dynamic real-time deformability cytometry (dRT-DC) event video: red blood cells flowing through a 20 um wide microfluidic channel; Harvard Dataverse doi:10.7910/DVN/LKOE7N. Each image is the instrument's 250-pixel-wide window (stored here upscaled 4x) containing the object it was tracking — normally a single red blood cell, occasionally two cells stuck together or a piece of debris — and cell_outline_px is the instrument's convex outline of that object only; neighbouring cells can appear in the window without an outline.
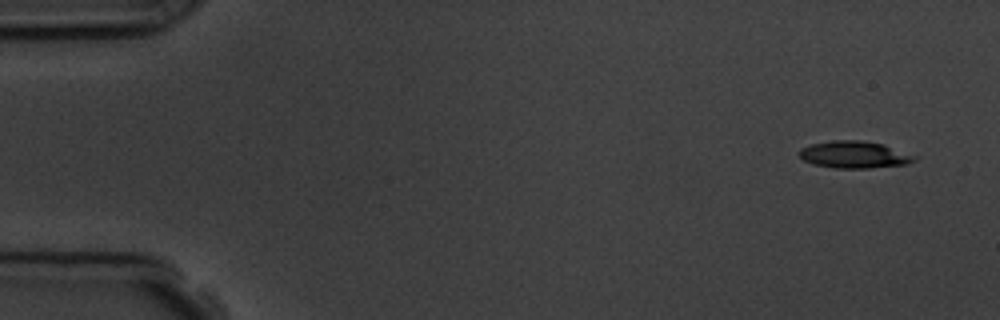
{"species": "common noctule bat (a hibernating species)", "species_latin": "Nyctalus noctula", "temperature_condition": "room temperature", "stored_images_in_passage": 5, "camera_frame_rate_fps": 3000, "um_per_image_px": 0.085, "animal": {"sex": "male", "body_mass_g": 19.5, "forearm_length_mm": 54.6}, "frame": {"image": 1, "passage_image": 1, "time_ms": 0.0, "image_size_px": [1000, 320], "cell_outline_px": [[920, 156], [916, 160], [908, 164], [868, 168], [832, 168], [812, 164], [804, 160], [800, 156], [800, 148], [812, 144], [832, 140], [860, 140], [884, 144]], "centroid_in_image_um": [72.68, 13.14], "position_along_channel_um": 12.3, "area_um2": 18.38}}
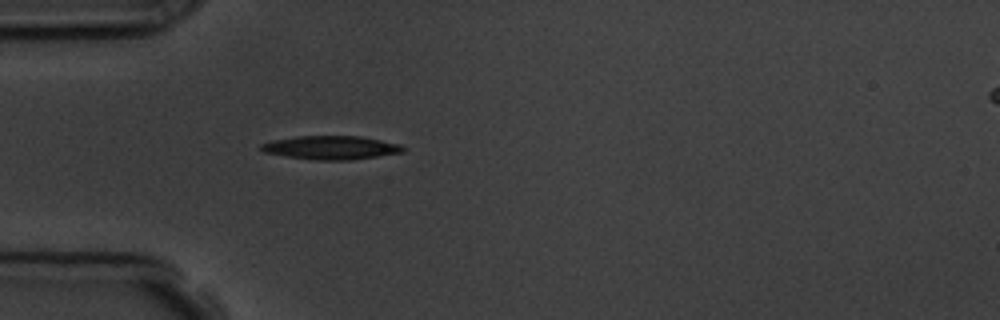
{"frame": {"image": 2, "passage_image": 5, "time_ms": 4.333, "image_size_px": [1000, 320], "cell_outline_px": [[408, 148], [404, 152], [352, 160], [316, 160], [284, 156], [264, 152], [260, 148], [260, 144], [272, 140], [296, 136], [360, 136], [400, 144]], "centroid_in_image_um": [28.15, 12.55], "position_along_channel_um": 56.8, "area_um2": 19.65}}